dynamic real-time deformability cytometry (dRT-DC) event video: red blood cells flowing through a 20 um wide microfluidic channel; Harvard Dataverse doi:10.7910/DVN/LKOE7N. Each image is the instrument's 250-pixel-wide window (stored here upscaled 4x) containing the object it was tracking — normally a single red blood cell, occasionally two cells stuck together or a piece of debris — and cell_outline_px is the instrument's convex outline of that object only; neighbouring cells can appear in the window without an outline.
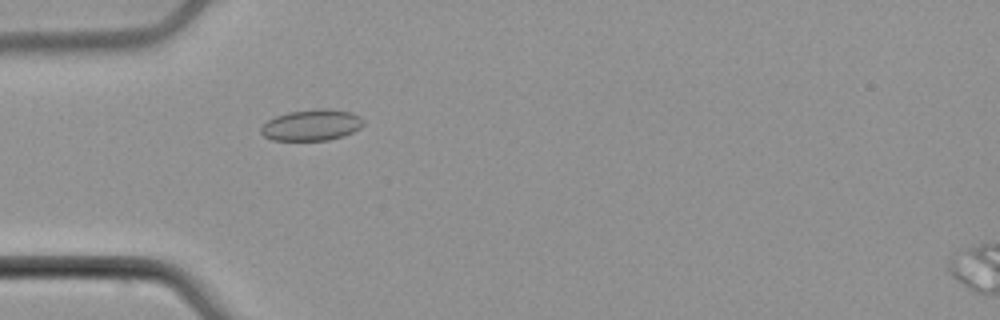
{"species": "common noctule bat (a hibernating species)", "species_latin": "Nyctalus noctula", "temperature_condition": "cold", "stored_images_in_passage": 43, "camera_frame_rate_fps": 3000, "um_per_image_px": 0.085, "animal": {"sex": "male", "body_mass_g": 21.5, "forearm_length_mm": 52.0}, "frame": {"image": 1, "passage_image": 6, "time_ms": 1.667, "image_size_px": [1000, 320], "cell_outline_px": [[364, 124], [360, 128], [344, 136], [328, 140], [272, 140], [264, 136], [260, 132], [260, 128], [268, 120], [276, 116], [288, 112], [316, 108], [332, 108], [352, 112], [360, 116], [364, 120]], "centroid_in_image_um": [26.52, 10.61], "position_along_channel_um": 58.5, "area_um2": 18.84}}
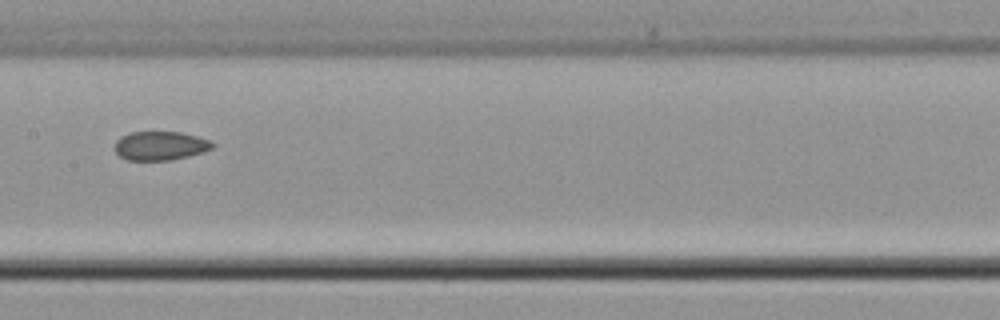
{"frame": {"image": 2, "passage_image": 17, "time_ms": 5.333, "image_size_px": [1000, 320], "cell_outline_px": [[216, 144], [212, 148], [188, 156], [172, 160], [128, 160], [120, 156], [116, 152], [116, 140], [120, 136], [128, 132], [180, 132], [196, 136], [208, 140]], "centroid_in_image_um": [13.6, 12.38], "position_along_channel_um": 193.8, "area_um2": 16.3}}
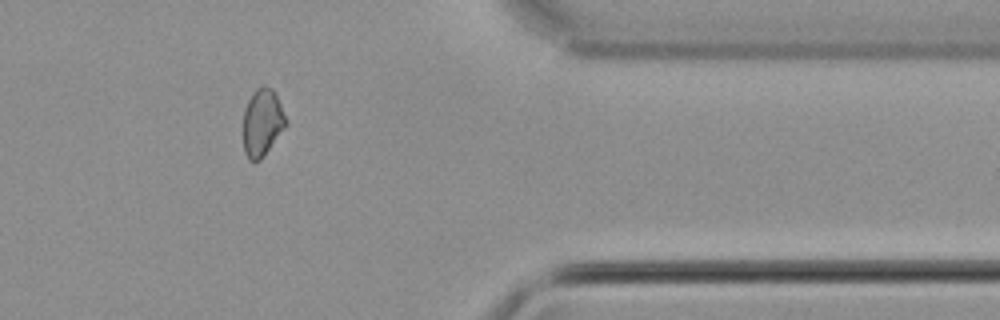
{"frame": {"image": 3, "passage_image": 34, "time_ms": 11.0, "image_size_px": [1000, 320], "cell_outline_px": [[288, 124], [264, 156], [260, 160], [248, 160], [244, 152], [244, 108], [252, 92], [256, 88], [264, 84], [272, 88], [276, 92], [288, 120]], "centroid_in_image_um": [22.32, 10.37], "position_along_channel_um": 389.1, "area_um2": 17.11}, "authors_computed_cell_mechanics": {"area_um2": 17.1088, "velocity_mm_per_s": 3.7965, "shape_relaxation_time_tau1_ms": null, "shape_relaxation_time_tau2_ms": 5.2649, "deformation_change_tau1": null, "deformation_change_tau2": 0.0821}}